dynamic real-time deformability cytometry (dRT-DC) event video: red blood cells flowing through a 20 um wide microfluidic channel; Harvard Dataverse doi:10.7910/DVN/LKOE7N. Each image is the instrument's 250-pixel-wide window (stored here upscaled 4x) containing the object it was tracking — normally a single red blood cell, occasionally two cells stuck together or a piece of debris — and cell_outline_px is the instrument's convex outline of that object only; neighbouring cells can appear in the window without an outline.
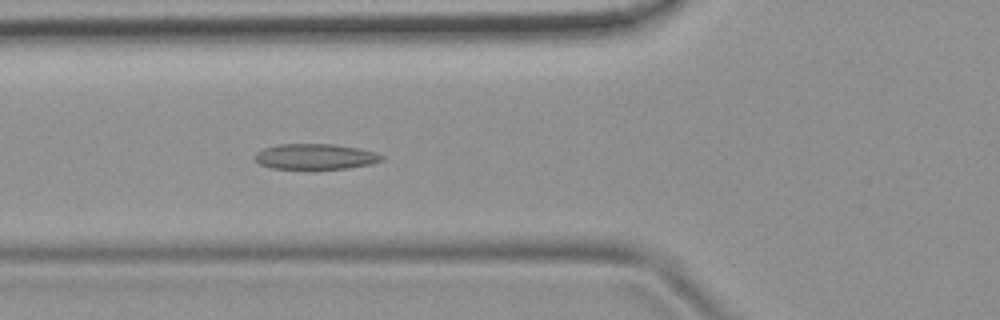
{"species": "common noctule bat (a hibernating species)", "species_latin": "Nyctalus noctula", "temperature_condition": "room temperature", "stored_images_in_passage": 54, "camera_frame_rate_fps": 3000, "um_per_image_px": 0.085, "animal": {"sex": "female", "body_mass_g": 19.9}, "frame": {"image": 1, "passage_image": 20, "time_ms": 6.333, "image_size_px": [1000, 320], "cell_outline_px": [[384, 160], [372, 164], [348, 168], [312, 172], [272, 168], [260, 164], [256, 160], [256, 152], [264, 148], [276, 144], [332, 144], [360, 148], [376, 152], [384, 156]], "centroid_in_image_um": [26.83, 13.36], "position_along_channel_um": 99.0, "area_um2": 19.88}}
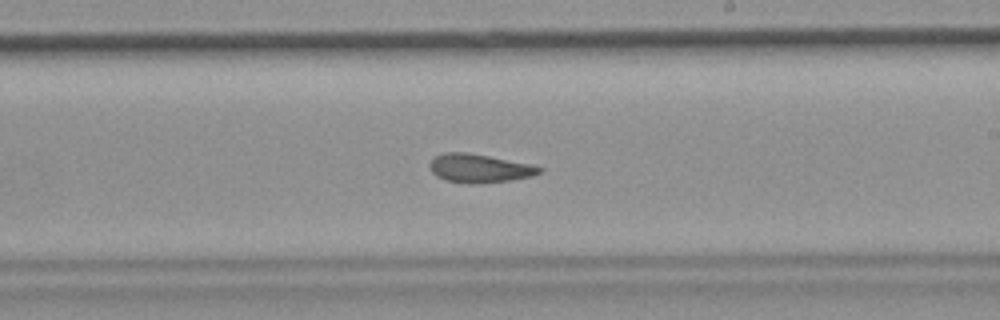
{"frame": {"image": 2, "passage_image": 32, "time_ms": 10.333, "image_size_px": [1000, 320], "cell_outline_px": [[544, 168], [540, 172], [532, 176], [512, 180], [472, 184], [444, 180], [436, 176], [428, 168], [428, 164], [436, 156], [444, 152], [468, 152], [532, 164]], "centroid_in_image_um": [40.73, 14.3], "position_along_channel_um": 248.3, "area_um2": 18.38}}
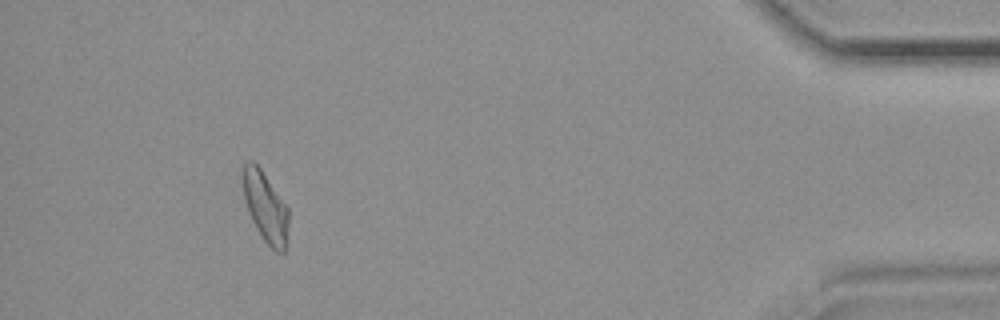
{"frame": {"image": 3, "passage_image": 50, "time_ms": 16.333, "image_size_px": [1000, 320], "cell_outline_px": [[288, 228], [284, 252], [276, 252], [264, 240], [256, 228], [248, 212], [244, 200], [240, 172], [244, 164], [248, 160], [252, 160], [260, 168], [288, 208]], "centroid_in_image_um": [22.51, 17.54], "position_along_channel_um": 412.7, "area_um2": 18.73}, "authors_computed_cell_mechanics": {"area_um2": 19.3052, "velocity_mm_per_s": 3.7457, "shape_relaxation_time_tau1_ms": null, "shape_relaxation_time_tau2_ms": 3.6127, "deformation_change_tau1": null, "deformation_change_tau2": 0.1218}}